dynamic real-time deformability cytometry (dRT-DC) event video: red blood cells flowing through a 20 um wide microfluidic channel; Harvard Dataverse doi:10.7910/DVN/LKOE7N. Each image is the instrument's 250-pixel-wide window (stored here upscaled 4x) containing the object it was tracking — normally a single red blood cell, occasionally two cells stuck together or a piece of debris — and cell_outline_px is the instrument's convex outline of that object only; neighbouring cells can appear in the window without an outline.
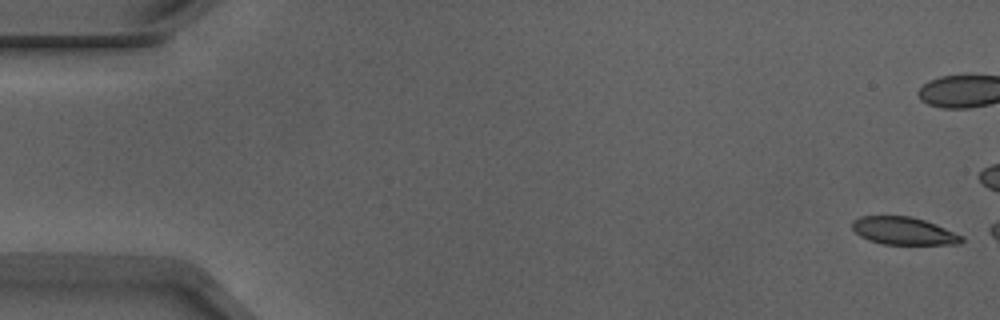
{"species": "Egyptian fruit bat (a non-hibernating species)", "species_latin": "Rousettus aegyptiacus", "temperature_condition": "warm", "stored_images_in_passage": 36, "camera_frame_rate_fps": 3000, "um_per_image_px": 0.085, "animal": {"sex": "male"}, "frame": {"image": 1, "passage_image": 1, "time_ms": 0.0, "image_size_px": [1000, 320], "cell_outline_px": [[964, 240], [960, 244], [884, 244], [868, 240], [860, 236], [852, 228], [852, 220], [860, 216], [912, 216], [936, 224], [964, 236]], "centroid_in_image_um": [76.82, 19.62], "position_along_channel_um": 8.2, "area_um2": 17.69}}
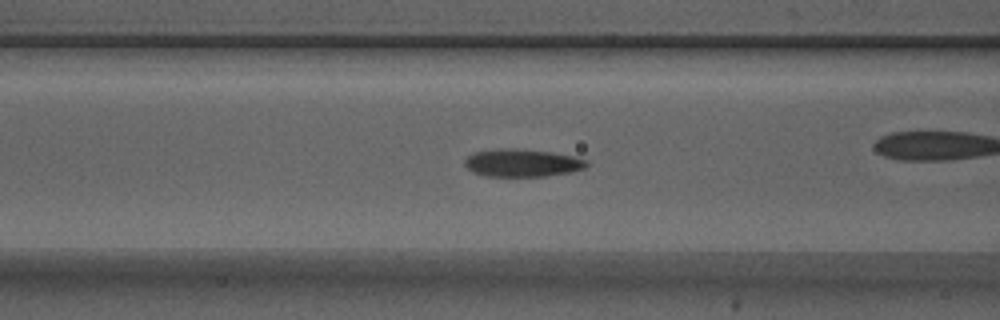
{"frame": {"image": 2, "passage_image": 21, "time_ms": 6.667, "image_size_px": [1000, 320], "cell_outline_px": [[588, 164], [584, 168], [572, 172], [544, 176], [484, 176], [472, 172], [464, 164], [464, 160], [468, 156], [476, 152], [500, 148], [516, 148], [552, 152], [572, 156], [588, 160]], "centroid_in_image_um": [44.38, 13.84], "position_along_channel_um": 122.2, "area_um2": 19.71}}